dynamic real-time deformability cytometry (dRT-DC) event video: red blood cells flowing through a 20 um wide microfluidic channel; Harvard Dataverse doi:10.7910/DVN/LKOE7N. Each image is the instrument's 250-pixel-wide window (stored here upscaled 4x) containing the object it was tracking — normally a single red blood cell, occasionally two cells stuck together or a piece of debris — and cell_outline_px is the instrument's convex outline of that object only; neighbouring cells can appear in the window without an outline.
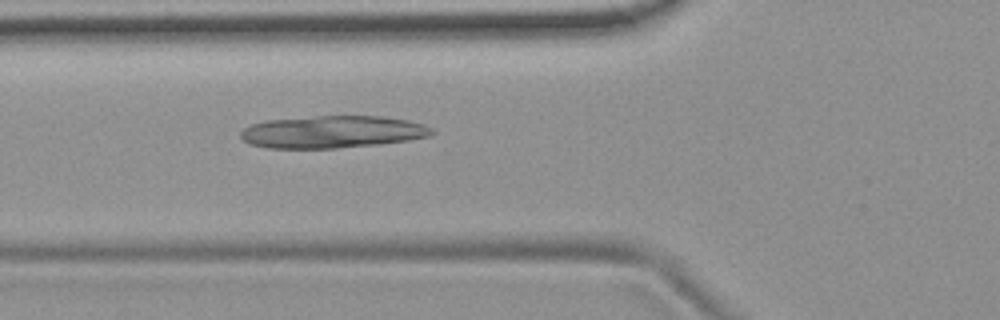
{"species": "common noctule bat (a hibernating species)", "species_latin": "Nyctalus noctula", "temperature_condition": "room temperature", "stored_images_in_passage": 40, "camera_frame_rate_fps": 3000, "um_per_image_px": 0.085, "animal": {"sex": "female", "body_mass_g": 19.9}, "frame": {"image": 1, "passage_image": 6, "time_ms": 1.667, "image_size_px": [1000, 320], "cell_outline_px": [[436, 132], [428, 136], [408, 140], [376, 144], [336, 148], [268, 148], [248, 144], [240, 136], [240, 132], [244, 128], [252, 124], [268, 120], [316, 116], [380, 116], [408, 120], [424, 124], [432, 128]], "centroid_in_image_um": [28.25, 11.21], "position_along_channel_um": 97.6, "area_um2": 35.89}}
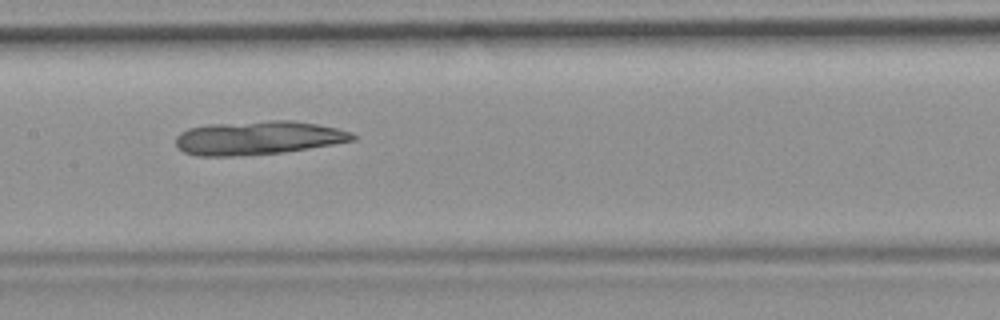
{"frame": {"image": 2, "passage_image": 13, "time_ms": 4.0, "image_size_px": [1000, 320], "cell_outline_px": [[356, 140], [284, 152], [236, 156], [196, 156], [184, 152], [176, 148], [176, 136], [180, 132], [188, 128], [208, 124], [272, 120], [292, 120], [316, 124], [336, 128], [352, 132], [356, 136]], "centroid_in_image_um": [21.89, 11.72], "position_along_channel_um": 185.5, "area_um2": 34.85}}
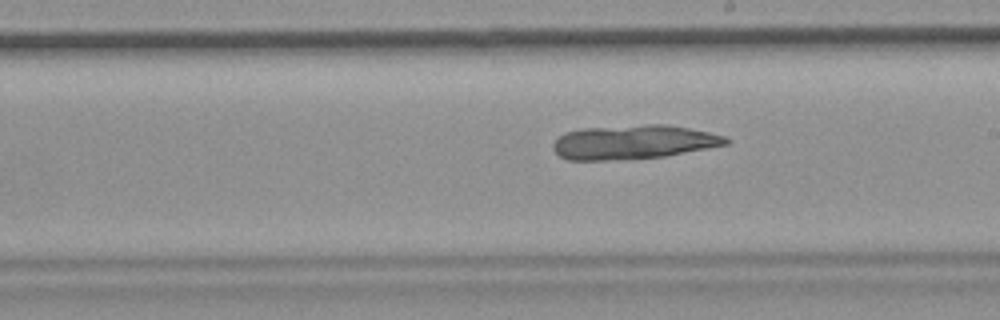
{"frame": {"image": 3, "passage_image": 17, "time_ms": 5.333, "image_size_px": [1000, 320], "cell_outline_px": [[732, 140], [728, 144], [664, 156], [628, 160], [568, 160], [560, 156], [552, 148], [552, 144], [564, 132], [580, 128], [648, 124], [664, 124], [688, 128], [708, 132], [724, 136]], "centroid_in_image_um": [53.81, 12.08], "position_along_channel_um": 235.2, "area_um2": 34.51}}